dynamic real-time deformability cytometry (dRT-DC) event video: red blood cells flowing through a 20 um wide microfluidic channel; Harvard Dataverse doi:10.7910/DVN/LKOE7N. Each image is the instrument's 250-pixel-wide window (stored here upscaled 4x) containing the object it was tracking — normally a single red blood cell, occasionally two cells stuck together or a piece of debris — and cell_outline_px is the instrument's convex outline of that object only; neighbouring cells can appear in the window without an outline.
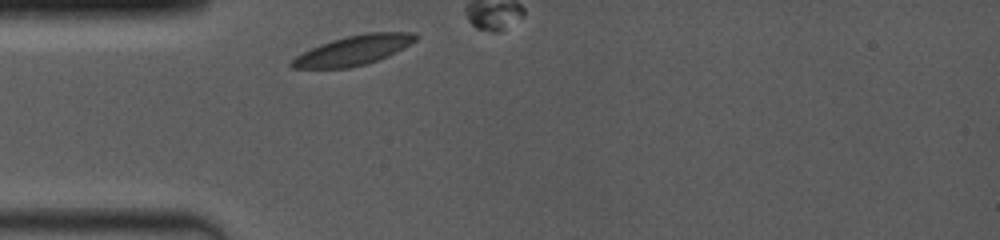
{"species": "common noctule bat (a hibernating species)", "species_latin": "Nyctalus noctula", "temperature_condition": "room temperature", "stored_images_in_passage": 15, "camera_frame_rate_fps": 4000, "um_per_image_px": 0.085, "animal": {"sex": "female", "body_mass_g": 19.0, "forearm_length_mm": 53.3}, "frame": {"image": 1, "passage_image": 1, "time_ms": 0.0, "image_size_px": [1000, 240], "cell_outline_px": [[420, 36], [416, 40], [388, 56], [364, 64], [348, 68], [292, 68], [288, 64], [296, 56], [320, 44], [332, 40], [348, 36], [368, 32], [416, 32]], "centroid_in_image_um": [30.06, 4.27], "position_along_channel_um": 54.9, "area_um2": 21.1}}
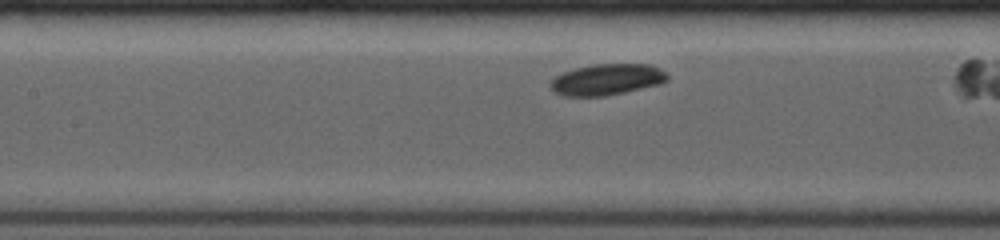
{"frame": {"image": 2, "passage_image": 7, "time_ms": 2.75, "image_size_px": [1000, 240], "cell_outline_px": [[668, 80], [660, 84], [624, 92], [604, 96], [564, 96], [556, 92], [548, 84], [556, 76], [564, 72], [576, 68], [592, 64], [648, 64], [660, 68], [668, 76]], "centroid_in_image_um": [51.59, 6.75], "position_along_channel_um": 155.8, "area_um2": 21.1}}